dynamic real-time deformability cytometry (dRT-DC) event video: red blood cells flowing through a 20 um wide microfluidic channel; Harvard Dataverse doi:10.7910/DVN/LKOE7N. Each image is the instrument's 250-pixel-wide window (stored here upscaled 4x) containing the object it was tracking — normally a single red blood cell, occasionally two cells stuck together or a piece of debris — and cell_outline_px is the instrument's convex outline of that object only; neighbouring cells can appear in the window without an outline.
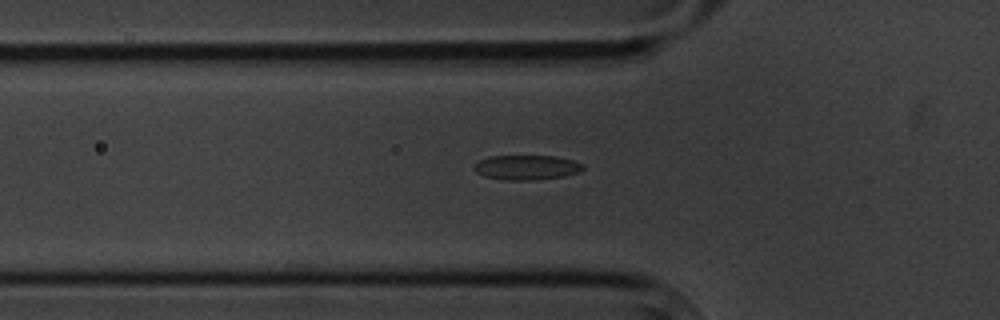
{"species": "common noctule bat (a hibernating species)", "species_latin": "Nyctalus noctula", "temperature_condition": "cold", "stored_images_in_passage": 7, "camera_frame_rate_fps": 3000, "um_per_image_px": 0.085, "animal": {"sex": "male", "body_mass_g": 20.1, "forearm_length_mm": 53.5}, "frame": {"image": 1, "passage_image": 7, "time_ms": 7.667, "image_size_px": [1000, 320], "cell_outline_px": [[584, 168], [580, 172], [564, 176], [536, 180], [504, 180], [484, 176], [476, 172], [472, 168], [480, 160], [488, 156], [556, 156], [572, 160], [584, 164]], "centroid_in_image_um": [44.77, 14.23], "position_along_channel_um": 81.0, "area_um2": 15.78}}